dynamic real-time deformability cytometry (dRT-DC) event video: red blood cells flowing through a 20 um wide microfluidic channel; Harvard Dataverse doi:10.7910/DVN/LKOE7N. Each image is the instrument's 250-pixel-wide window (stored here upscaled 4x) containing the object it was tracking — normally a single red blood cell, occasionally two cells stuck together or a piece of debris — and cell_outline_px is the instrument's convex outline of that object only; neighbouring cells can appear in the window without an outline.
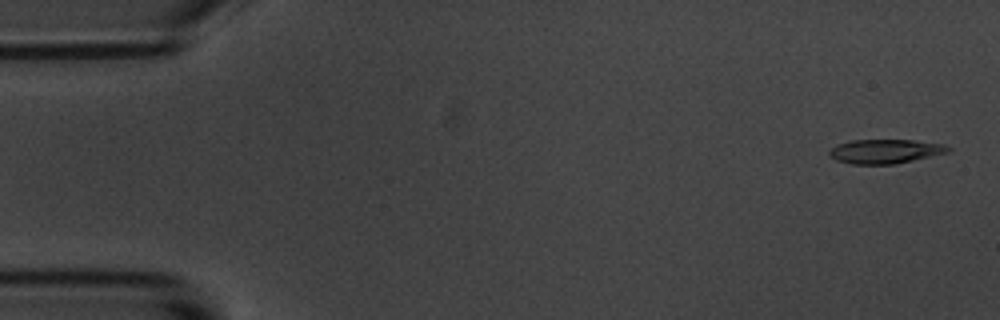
{"species": "common noctule bat (a hibernating species)", "species_latin": "Nyctalus noctula", "temperature_condition": "room temperature", "stored_images_in_passage": 5, "camera_frame_rate_fps": 3000, "um_per_image_px": 0.085, "animal": {"sex": "male", "body_mass_g": 20.1, "forearm_length_mm": 53.5}, "frame": {"image": 1, "passage_image": 1, "time_ms": 0.0, "image_size_px": [1000, 320], "cell_outline_px": [[952, 148], [948, 152], [896, 164], [852, 164], [836, 160], [828, 156], [828, 152], [836, 144], [852, 140], [912, 140], [944, 144]], "centroid_in_image_um": [75.21, 12.86], "position_along_channel_um": 9.8, "area_um2": 16.76}}
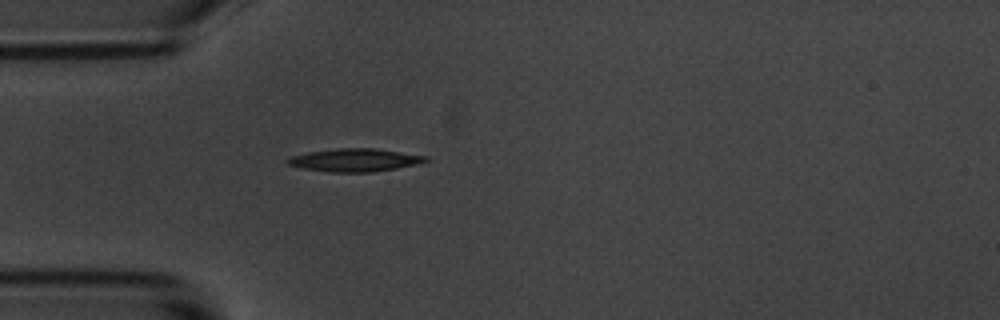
{"frame": {"image": 2, "passage_image": 5, "time_ms": 4.667, "image_size_px": [1000, 320], "cell_outline_px": [[428, 160], [420, 164], [372, 172], [328, 172], [304, 168], [288, 164], [284, 160], [288, 156], [308, 152], [340, 148], [376, 148], [428, 156]], "centroid_in_image_um": [30.16, 13.6], "position_along_channel_um": 54.8, "area_um2": 18.55}}